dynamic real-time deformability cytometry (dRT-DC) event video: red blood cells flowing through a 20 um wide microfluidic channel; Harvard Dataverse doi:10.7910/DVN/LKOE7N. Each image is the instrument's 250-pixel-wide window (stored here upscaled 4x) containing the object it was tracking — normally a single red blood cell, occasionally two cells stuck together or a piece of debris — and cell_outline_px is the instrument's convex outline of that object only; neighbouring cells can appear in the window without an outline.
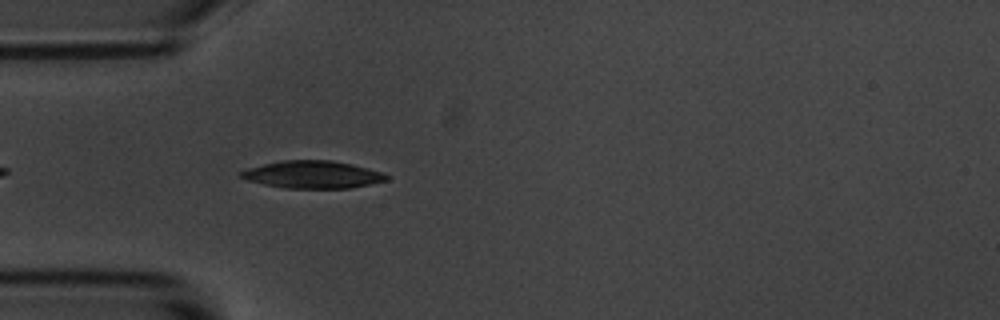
{"species": "common noctule bat (a hibernating species)", "species_latin": "Nyctalus noctula", "temperature_condition": "room temperature", "stored_images_in_passage": 3, "camera_frame_rate_fps": 3000, "um_per_image_px": 0.085, "animal": {"sex": "male", "body_mass_g": 20.1, "forearm_length_mm": 53.5}, "frame": {"image": 1, "passage_image": 3, "time_ms": 2.333, "image_size_px": [1000, 320], "cell_outline_px": [[388, 180], [352, 188], [284, 188], [264, 184], [248, 180], [240, 176], [240, 172], [248, 168], [264, 164], [284, 160], [332, 160], [352, 164], [384, 172], [388, 176]], "centroid_in_image_um": [26.62, 14.84], "position_along_channel_um": 58.4, "area_um2": 23.24}}